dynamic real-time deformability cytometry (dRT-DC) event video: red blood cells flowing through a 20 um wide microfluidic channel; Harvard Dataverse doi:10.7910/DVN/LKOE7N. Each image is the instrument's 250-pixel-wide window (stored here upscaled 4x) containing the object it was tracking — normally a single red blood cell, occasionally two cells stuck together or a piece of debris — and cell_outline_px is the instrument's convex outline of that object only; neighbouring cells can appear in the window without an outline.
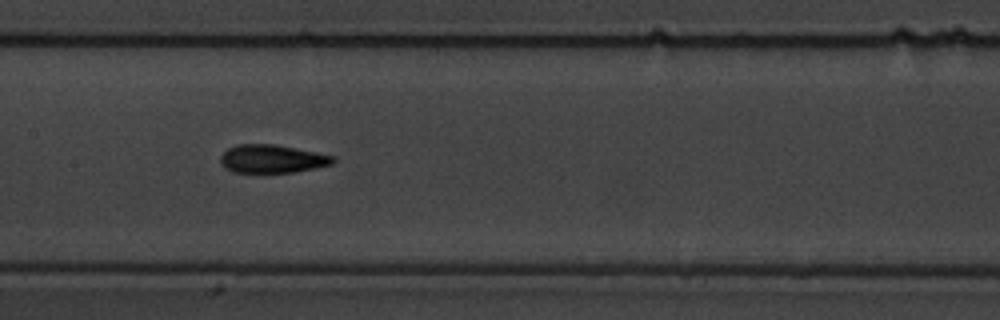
{"species": "common noctule bat (a hibernating species)", "species_latin": "Nyctalus noctula", "temperature_condition": "warm", "stored_images_in_passage": 13, "camera_frame_rate_fps": 3000, "um_per_image_px": 0.085, "animal": {"sex": "male", "body_mass_g": 19.5, "forearm_length_mm": 54.6}, "frame": {"image": 1, "passage_image": 8, "time_ms": 8.667, "image_size_px": [1000, 320], "cell_outline_px": [[336, 160], [332, 164], [292, 172], [232, 172], [224, 168], [220, 164], [220, 156], [228, 148], [236, 144], [276, 144], [336, 156]], "centroid_in_image_um": [23.1, 13.49], "position_along_channel_um": 184.3, "area_um2": 18.55}}
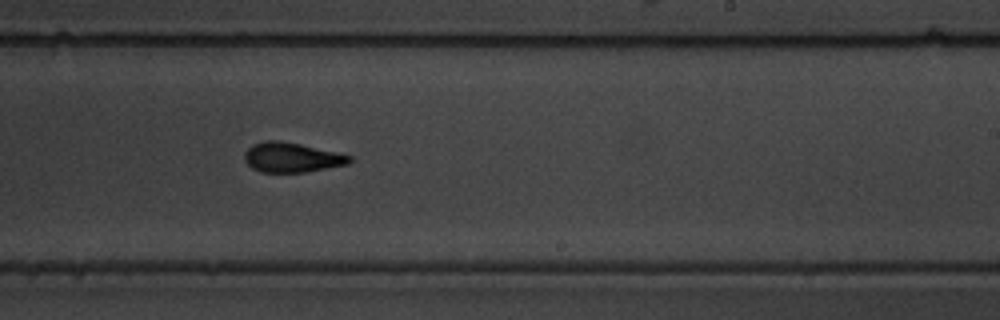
{"frame": {"image": 2, "passage_image": 10, "time_ms": 11.0, "image_size_px": [1000, 320], "cell_outline_px": [[352, 160], [348, 164], [304, 172], [260, 172], [252, 168], [244, 160], [244, 152], [252, 144], [264, 140], [276, 140], [300, 144], [336, 152], [352, 156]], "centroid_in_image_um": [24.76, 13.38], "position_along_channel_um": 264.2, "area_um2": 18.15}}